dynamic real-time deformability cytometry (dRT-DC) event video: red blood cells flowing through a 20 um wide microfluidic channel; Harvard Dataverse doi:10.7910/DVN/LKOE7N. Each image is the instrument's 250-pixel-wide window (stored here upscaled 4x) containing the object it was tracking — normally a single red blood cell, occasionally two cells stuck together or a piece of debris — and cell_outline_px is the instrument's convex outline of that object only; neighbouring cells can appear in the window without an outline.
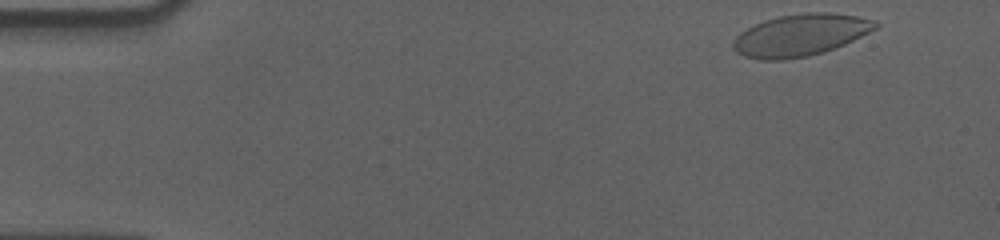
{"species": "human", "species_latin": "Homo sapiens", "temperature_condition": "cold", "stored_images_in_passage": 53, "camera_frame_rate_fps": 3000, "um_per_image_px": 0.085, "donor": {"sex": "male"}, "frame": {"image": 1, "passage_image": 1, "time_ms": 0.0, "image_size_px": [1000, 240], "cell_outline_px": [[880, 24], [876, 28], [844, 44], [824, 52], [808, 56], [784, 60], [760, 60], [744, 56], [736, 52], [732, 48], [732, 44], [736, 36], [740, 32], [764, 20], [780, 16], [804, 12], [828, 12], [856, 16], [876, 20]], "centroid_in_image_um": [68.01, 2.99], "position_along_channel_um": 17.0, "area_um2": 34.68}}
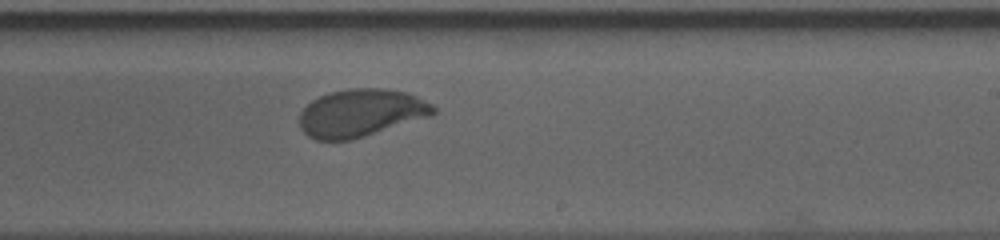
{"frame": {"image": 2, "passage_image": 31, "time_ms": 10.0, "image_size_px": [1000, 240], "cell_outline_px": [[436, 112], [432, 116], [352, 140], [316, 140], [308, 136], [300, 128], [300, 112], [312, 100], [328, 92], [348, 88], [380, 88], [408, 92], [432, 104], [436, 108]], "centroid_in_image_um": [30.69, 9.6], "position_along_channel_um": 258.3, "area_um2": 37.4}}
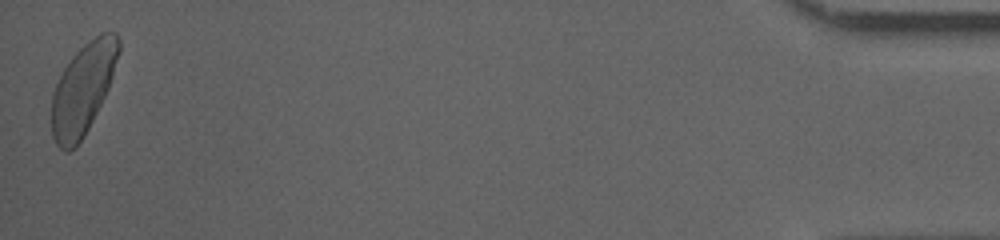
{"frame": {"image": 3, "passage_image": 53, "time_ms": 17.333, "image_size_px": [1000, 240], "cell_outline_px": [[120, 52], [108, 88], [84, 136], [68, 152], [64, 152], [56, 144], [52, 136], [52, 92], [64, 68], [72, 56], [88, 40], [100, 32], [116, 32], [120, 40]], "centroid_in_image_um": [7.05, 7.51], "position_along_channel_um": 428.1, "area_um2": 35.2}, "authors_computed_cell_mechanics": {"area_um2": 36.5874, "velocity_mm_per_s": 3.5411, "shape_relaxation_time_tau1_ms": 2.9697, "shape_relaxation_time_tau2_ms": null, "deformation_change_tau1": 0.1244, "deformation_change_tau2": null}}